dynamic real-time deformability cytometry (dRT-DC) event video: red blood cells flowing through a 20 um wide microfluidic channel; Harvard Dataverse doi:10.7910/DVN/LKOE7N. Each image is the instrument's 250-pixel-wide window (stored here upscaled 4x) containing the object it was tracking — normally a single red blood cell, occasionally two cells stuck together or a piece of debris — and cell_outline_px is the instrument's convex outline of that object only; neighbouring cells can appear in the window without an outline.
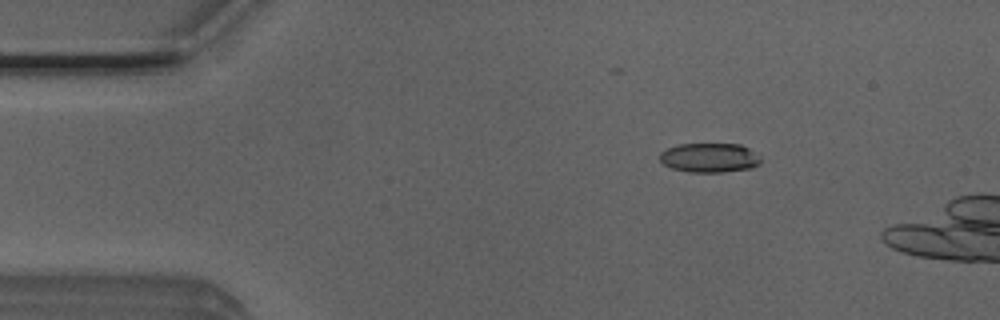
{"species": "Egyptian fruit bat (a non-hibernating species)", "species_latin": "Rousettus aegyptiacus", "temperature_condition": "room temperature", "stored_images_in_passage": 3, "camera_frame_rate_fps": 3000, "um_per_image_px": 0.085, "animal": {"sex": "male"}, "frame": {"image": 1, "passage_image": 1, "time_ms": 0.0, "image_size_px": [1000, 320], "cell_outline_px": [[760, 164], [752, 168], [720, 172], [688, 172], [672, 168], [664, 164], [660, 160], [660, 152], [668, 148], [680, 144], [740, 144], [748, 148], [760, 156]], "centroid_in_image_um": [60.32, 13.41], "position_along_channel_um": 24.7, "area_um2": 17.22}}